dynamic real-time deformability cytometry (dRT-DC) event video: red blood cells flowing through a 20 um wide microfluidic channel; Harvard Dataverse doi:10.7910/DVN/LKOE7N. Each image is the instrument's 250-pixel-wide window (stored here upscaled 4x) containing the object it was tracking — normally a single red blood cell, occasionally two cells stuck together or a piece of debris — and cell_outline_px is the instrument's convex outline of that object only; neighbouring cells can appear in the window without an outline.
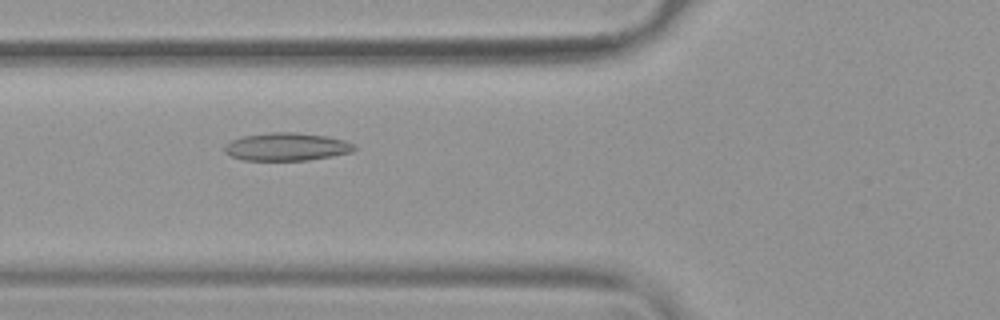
{"species": "common noctule bat (a hibernating species)", "species_latin": "Nyctalus noctula", "temperature_condition": "warm", "stored_images_in_passage": 52, "camera_frame_rate_fps": 3000, "um_per_image_px": 0.085, "animal": {"sex": "female", "body_mass_g": 19.9}, "frame": {"image": 1, "passage_image": 21, "time_ms": 6.667, "image_size_px": [1000, 320], "cell_outline_px": [[356, 148], [352, 152], [332, 156], [308, 160], [244, 160], [232, 156], [224, 152], [224, 144], [232, 140], [244, 136], [272, 132], [296, 132], [328, 136], [344, 140], [356, 144]], "centroid_in_image_um": [24.39, 12.47], "position_along_channel_um": 101.4, "area_um2": 21.15}}
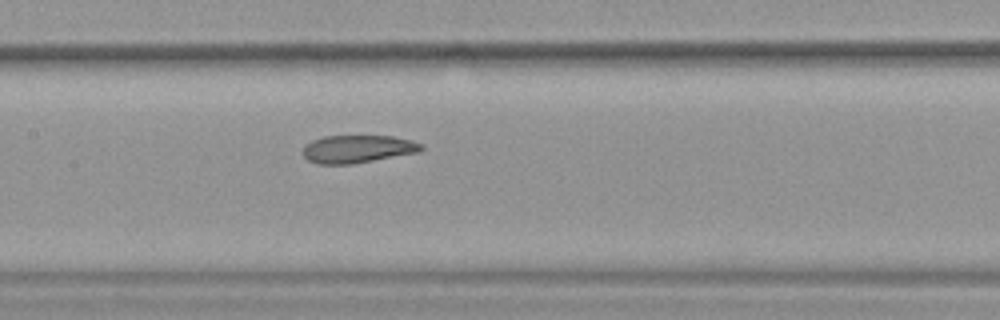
{"frame": {"image": 2, "passage_image": 27, "time_ms": 8.667, "image_size_px": [1000, 320], "cell_outline_px": [[424, 148], [420, 152], [352, 164], [316, 164], [308, 160], [304, 156], [304, 144], [312, 140], [324, 136], [392, 136], [412, 140], [424, 144]], "centroid_in_image_um": [30.42, 12.66], "position_along_channel_um": 177.0, "area_um2": 19.31}}
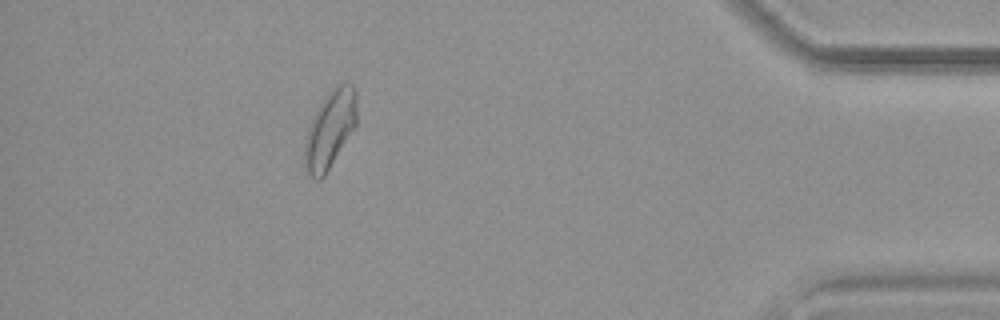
{"frame": {"image": 3, "passage_image": 49, "time_ms": 16.0, "image_size_px": [1000, 320], "cell_outline_px": [[356, 124], [324, 176], [320, 180], [316, 180], [308, 172], [304, 164], [304, 144], [308, 128], [312, 116], [328, 92], [336, 84], [352, 84], [356, 92]], "centroid_in_image_um": [28.03, 10.98], "position_along_channel_um": 407.2, "area_um2": 23.24}}